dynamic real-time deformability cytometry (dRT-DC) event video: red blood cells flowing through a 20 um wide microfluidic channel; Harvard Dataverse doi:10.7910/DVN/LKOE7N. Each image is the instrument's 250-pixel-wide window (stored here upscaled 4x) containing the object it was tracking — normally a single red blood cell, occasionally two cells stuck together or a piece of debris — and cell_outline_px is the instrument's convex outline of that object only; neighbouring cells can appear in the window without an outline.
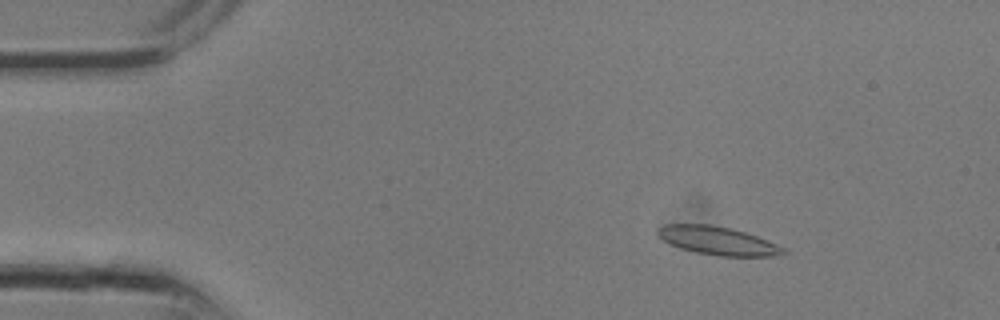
{"species": "common noctule bat (a hibernating species)", "species_latin": "Nyctalus noctula", "temperature_condition": "room temperature", "stored_images_in_passage": 18, "camera_frame_rate_fps": 3000, "um_per_image_px": 0.085, "animal": {"sex": "male", "body_mass_g": 13.3}, "frame": {"image": 1, "passage_image": 4, "time_ms": 1.0, "image_size_px": [1000, 320], "cell_outline_px": [[788, 252], [772, 256], [720, 256], [696, 252], [680, 248], [664, 240], [656, 232], [656, 228], [664, 224], [708, 224], [732, 228], [756, 236], [776, 244], [784, 248]], "centroid_in_image_um": [60.98, 20.45], "position_along_channel_um": 24.0, "area_um2": 20.52}}
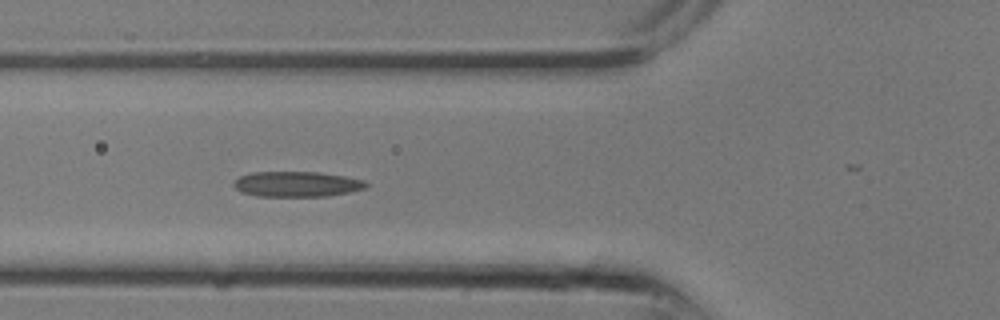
{"frame": {"image": 2, "passage_image": 10, "time_ms": 3.0, "image_size_px": [1000, 320], "cell_outline_px": [[368, 184], [364, 188], [348, 192], [328, 196], [256, 196], [244, 192], [236, 188], [232, 184], [240, 176], [252, 172], [320, 172], [344, 176], [364, 180]], "centroid_in_image_um": [25.23, 15.64], "position_along_channel_um": 100.6, "area_um2": 19.36}}
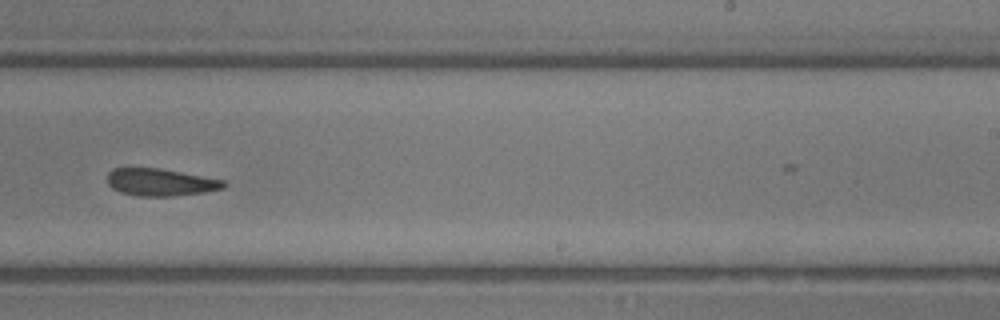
{"frame": {"image": 3, "passage_image": 17, "time_ms": 5.333, "image_size_px": [1000, 320], "cell_outline_px": [[228, 184], [224, 188], [204, 192], [172, 196], [140, 196], [120, 192], [112, 188], [108, 184], [108, 172], [112, 168], [160, 168], [224, 180]], "centroid_in_image_um": [13.64, 15.49], "position_along_channel_um": 275.4, "area_um2": 18.5}}